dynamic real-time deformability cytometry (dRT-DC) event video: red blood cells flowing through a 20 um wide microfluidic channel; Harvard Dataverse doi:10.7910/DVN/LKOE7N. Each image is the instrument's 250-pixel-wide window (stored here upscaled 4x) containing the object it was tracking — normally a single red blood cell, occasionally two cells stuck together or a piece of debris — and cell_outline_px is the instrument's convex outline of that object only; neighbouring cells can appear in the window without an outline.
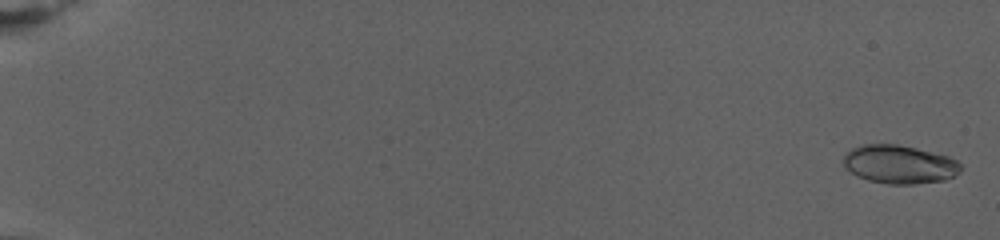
{"species": "human", "species_latin": "Homo sapiens", "temperature_condition": "warm", "stored_images_in_passage": 79, "camera_frame_rate_fps": 3000, "um_per_image_px": 0.085, "donor": {"sex": "female"}, "frame": {"image": 1, "passage_image": 2, "time_ms": 0.333, "image_size_px": [1000, 240], "cell_outline_px": [[960, 172], [944, 180], [912, 184], [888, 184], [868, 180], [844, 168], [844, 156], [852, 148], [864, 144], [896, 144], [916, 148], [948, 156], [956, 160], [960, 164]], "centroid_in_image_um": [76.44, 13.96], "position_along_channel_um": 8.6, "area_um2": 26.01}}
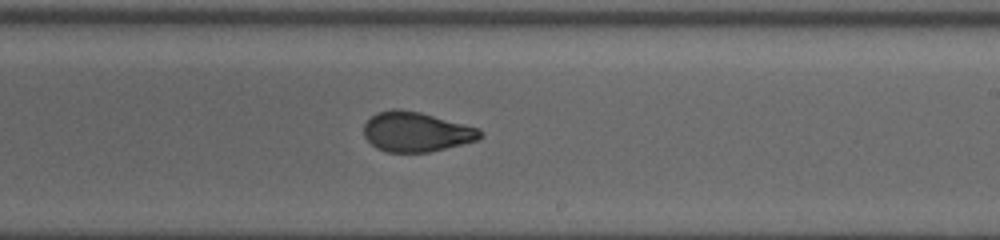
{"frame": {"image": 2, "passage_image": 51, "time_ms": 16.667, "image_size_px": [1000, 240], "cell_outline_px": [[484, 136], [480, 140], [428, 152], [388, 152], [376, 148], [364, 136], [364, 124], [372, 116], [380, 112], [392, 108], [396, 108], [420, 112], [480, 128], [484, 132]], "centroid_in_image_um": [35.43, 11.21], "position_along_channel_um": 253.6, "area_um2": 27.05}}
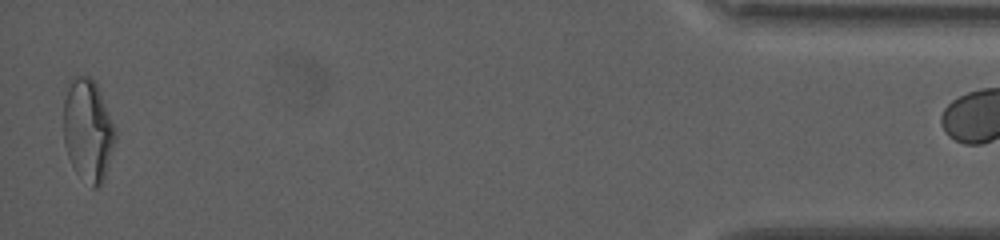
{"frame": {"image": 3, "passage_image": 78, "time_ms": 25.667, "image_size_px": [1000, 240], "cell_outline_px": [[116, 140], [104, 180], [100, 188], [92, 188], [76, 172], [68, 156], [64, 144], [64, 100], [68, 88], [72, 80], [76, 76], [88, 76], [96, 84], [100, 92], [116, 128]], "centroid_in_image_um": [7.5, 11.13], "position_along_channel_um": 427.7, "area_um2": 30.81}}